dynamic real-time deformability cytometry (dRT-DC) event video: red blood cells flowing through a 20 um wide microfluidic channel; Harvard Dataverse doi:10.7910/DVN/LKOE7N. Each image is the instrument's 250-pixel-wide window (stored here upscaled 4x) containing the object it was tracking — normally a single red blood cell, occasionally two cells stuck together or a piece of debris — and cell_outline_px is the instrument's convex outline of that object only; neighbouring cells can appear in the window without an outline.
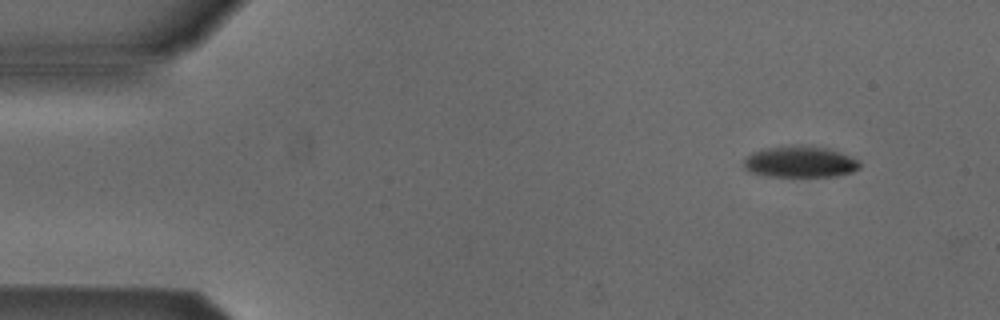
{"species": "Egyptian fruit bat (a non-hibernating species)", "species_latin": "Rousettus aegyptiacus", "temperature_condition": "cold", "stored_images_in_passage": 10, "camera_frame_rate_fps": 3000, "um_per_image_px": 0.085, "animal": {"sex": "male"}, "frame": {"image": 1, "passage_image": 2, "time_ms": 1.0, "image_size_px": [1000, 320], "cell_outline_px": [[860, 168], [852, 172], [836, 176], [764, 176], [748, 172], [744, 168], [744, 160], [752, 152], [760, 148], [828, 148], [852, 156], [860, 160]], "centroid_in_image_um": [68.01, 13.8], "position_along_channel_um": 17.0, "area_um2": 20.63}}
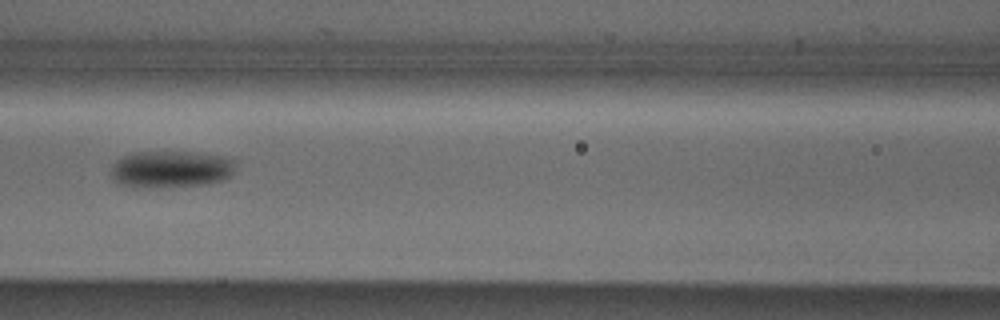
{"frame": {"image": 2, "passage_image": 7, "time_ms": 7.0, "image_size_px": [1000, 320], "cell_outline_px": [[236, 168], [232, 176], [224, 180], [208, 184], [140, 188], [128, 188], [116, 184], [112, 176], [112, 164], [116, 160], [132, 152], [196, 152], [236, 156]], "centroid_in_image_um": [14.6, 14.38], "position_along_channel_um": 152.0, "area_um2": 27.8}}
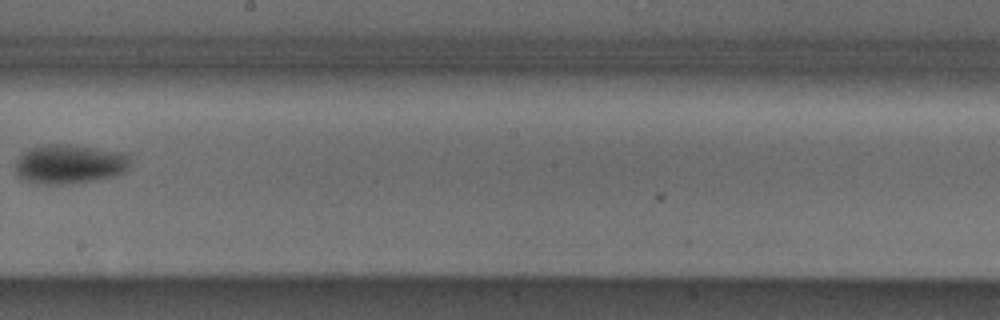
{"frame": {"image": 3, "passage_image": 9, "time_ms": 9.333, "image_size_px": [1000, 320], "cell_outline_px": [[132, 160], [128, 168], [124, 172], [116, 176], [68, 184], [36, 184], [20, 176], [16, 172], [16, 164], [20, 156], [24, 152], [32, 148], [48, 144], [68, 144], [128, 152]], "centroid_in_image_um": [6.0, 13.94], "position_along_channel_um": 242.2, "area_um2": 26.41}}